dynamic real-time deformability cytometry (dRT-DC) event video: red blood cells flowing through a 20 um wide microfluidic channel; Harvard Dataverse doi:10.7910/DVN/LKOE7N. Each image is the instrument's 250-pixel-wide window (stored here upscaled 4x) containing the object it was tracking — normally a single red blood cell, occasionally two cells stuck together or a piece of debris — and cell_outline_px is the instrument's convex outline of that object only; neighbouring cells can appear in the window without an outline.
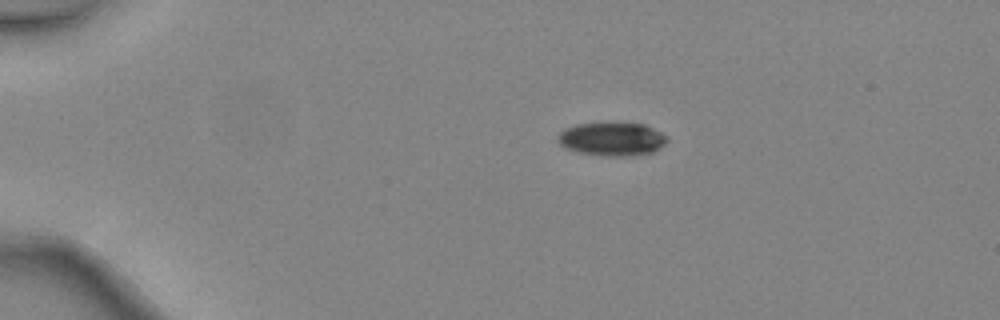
{"species": "common noctule bat (a hibernating species)", "species_latin": "Nyctalus noctula", "temperature_condition": "warm", "stored_images_in_passage": 3, "camera_frame_rate_fps": 3000, "um_per_image_px": 0.085, "animal": {"sex": "female", "body_mass_g": 24.6, "forearm_length_mm": 56.2}, "frame": {"image": 1, "passage_image": 1, "time_ms": 0.0, "image_size_px": [1000, 320], "cell_outline_px": [[668, 140], [660, 148], [652, 152], [628, 156], [604, 156], [580, 152], [564, 148], [556, 140], [556, 136], [564, 128], [576, 124], [608, 120], [612, 120], [644, 124], [668, 136]], "centroid_in_image_um": [51.98, 11.77], "position_along_channel_um": 33.0, "area_um2": 22.14}}
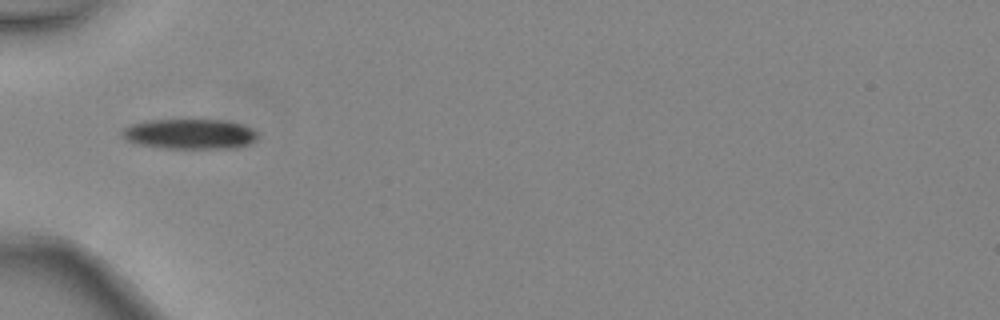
{"frame": {"image": 2, "passage_image": 3, "time_ms": 0.667, "image_size_px": [1000, 320], "cell_outline_px": [[256, 140], [248, 144], [236, 148], [164, 148], [140, 144], [128, 140], [120, 136], [120, 132], [124, 128], [132, 124], [148, 120], [224, 120], [240, 124], [252, 128], [256, 132]], "centroid_in_image_um": [16.12, 11.39], "position_along_channel_um": 68.9, "area_um2": 23.64}}